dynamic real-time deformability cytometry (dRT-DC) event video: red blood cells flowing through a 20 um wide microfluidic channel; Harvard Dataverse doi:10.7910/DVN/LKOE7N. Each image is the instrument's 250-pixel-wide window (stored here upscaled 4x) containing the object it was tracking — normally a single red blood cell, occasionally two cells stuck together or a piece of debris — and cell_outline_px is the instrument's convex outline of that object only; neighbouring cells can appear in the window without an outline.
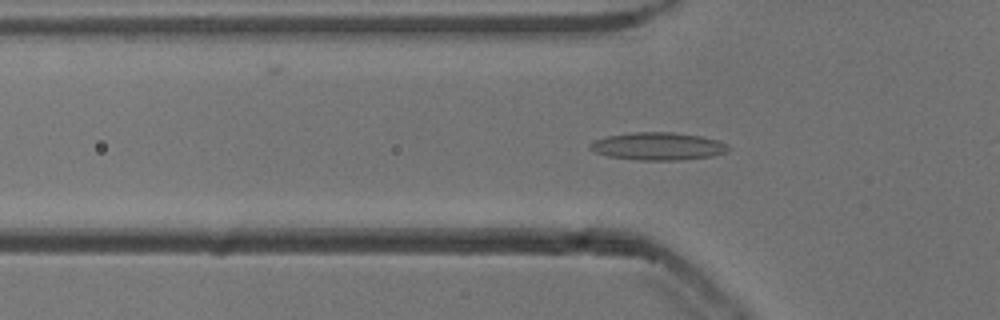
{"species": "common noctule bat (a hibernating species)", "species_latin": "Nyctalus noctula", "temperature_condition": "cold", "stored_images_in_passage": 53, "camera_frame_rate_fps": 3000, "um_per_image_px": 0.085, "animal": {"sex": "male", "body_mass_g": 13.3}, "frame": {"image": 1, "passage_image": 17, "time_ms": 5.333, "image_size_px": [1000, 320], "cell_outline_px": [[732, 148], [728, 152], [712, 156], [680, 160], [640, 160], [608, 156], [592, 152], [588, 148], [588, 144], [592, 140], [608, 136], [632, 132], [672, 132], [700, 136], [716, 140], [728, 144]], "centroid_in_image_um": [55.91, 12.43], "position_along_channel_um": 69.9, "area_um2": 22.54}}
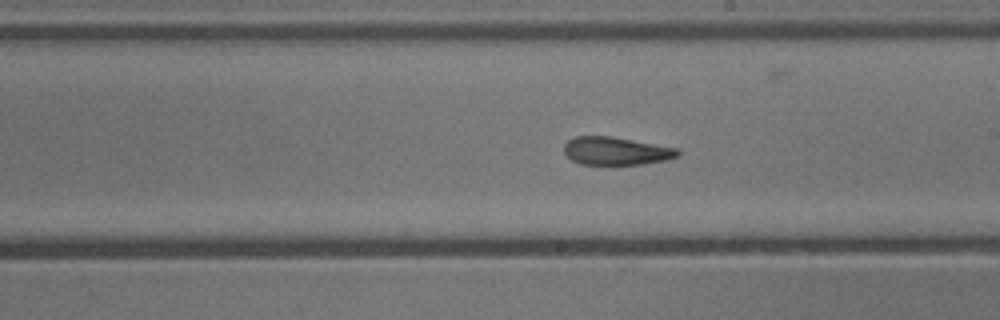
{"frame": {"image": 2, "passage_image": 30, "time_ms": 9.667, "image_size_px": [1000, 320], "cell_outline_px": [[680, 152], [676, 156], [664, 160], [644, 164], [580, 164], [572, 160], [564, 152], [564, 144], [568, 140], [576, 136], [608, 136], [676, 148]], "centroid_in_image_um": [52.31, 12.83], "position_along_channel_um": 236.7, "area_um2": 18.15}}
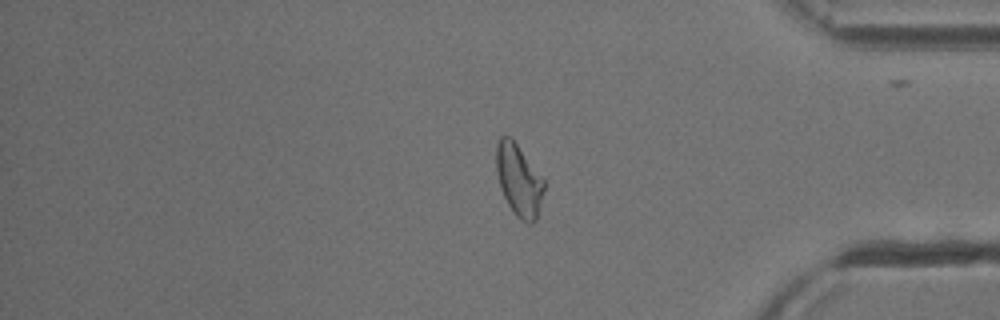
{"frame": {"image": 3, "passage_image": 44, "time_ms": 14.333, "image_size_px": [1000, 320], "cell_outline_px": [[544, 188], [536, 220], [532, 224], [528, 224], [520, 220], [516, 216], [508, 204], [500, 188], [496, 172], [496, 144], [500, 136], [508, 136], [516, 144], [544, 180]], "centroid_in_image_um": [44.08, 15.34], "position_along_channel_um": 391.1, "area_um2": 19.71}, "authors_computed_cell_mechanics": {"area_um2": 20.1144, "velocity_mm_per_s": 3.8245, "shape_relaxation_time_tau1_ms": null, "shape_relaxation_time_tau2_ms": 5.4455, "deformation_change_tau1": null, "deformation_change_tau2": 0.1389}}